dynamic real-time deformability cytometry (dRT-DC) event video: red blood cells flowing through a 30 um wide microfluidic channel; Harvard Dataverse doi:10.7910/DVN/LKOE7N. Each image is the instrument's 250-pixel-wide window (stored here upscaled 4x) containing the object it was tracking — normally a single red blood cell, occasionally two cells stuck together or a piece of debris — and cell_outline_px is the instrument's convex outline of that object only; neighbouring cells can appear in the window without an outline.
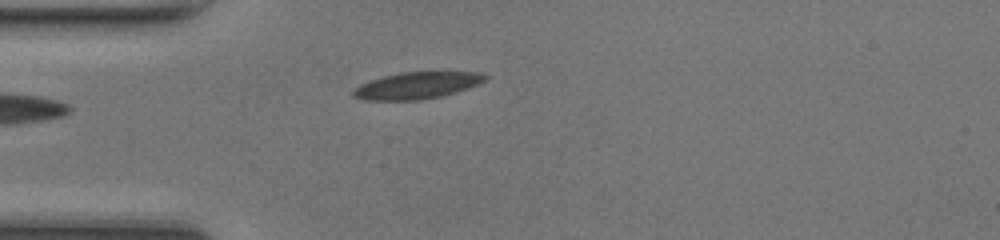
{"species": "common noctule bat (a hibernating species)", "species_latin": "Nyctalus noctula", "temperature_condition": "room temperature", "stored_images_in_passage": 36, "camera_frame_rate_fps": 3000, "um_per_image_px": 0.085, "animal": {"sex": "female", "body_mass_g": 17.0, "forearm_length_mm": 48.0}, "frame": {"image": 1, "passage_image": 1, "time_ms": 0.0, "image_size_px": [1000, 240], "cell_outline_px": [[488, 76], [484, 80], [468, 88], [456, 92], [440, 96], [420, 100], [364, 100], [352, 96], [352, 88], [368, 80], [400, 72], [480, 72]], "centroid_in_image_um": [35.36, 7.26], "position_along_channel_um": 49.6, "area_um2": 20.58}}
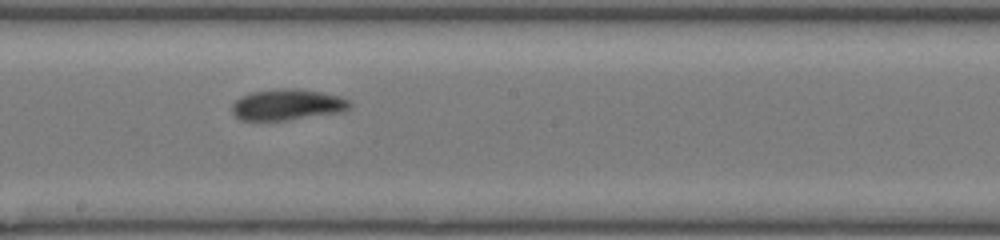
{"frame": {"image": 2, "passage_image": 14, "time_ms": 4.333, "image_size_px": [1000, 240], "cell_outline_px": [[352, 104], [344, 112], [284, 120], [240, 120], [232, 112], [232, 104], [240, 96], [252, 92], [288, 88], [296, 88], [320, 92], [340, 96], [348, 100]], "centroid_in_image_um": [24.43, 8.9], "position_along_channel_um": 223.8, "area_um2": 21.15}}
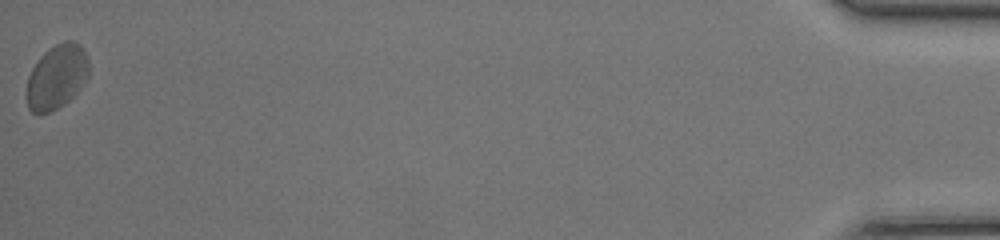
{"frame": {"image": 3, "passage_image": 36, "time_ms": 11.667, "image_size_px": [1000, 240], "cell_outline_px": [[88, 76], [76, 92], [64, 104], [48, 112], [32, 112], [28, 108], [28, 76], [32, 68], [40, 56], [48, 48], [64, 40], [72, 40], [80, 44], [88, 60]], "centroid_in_image_um": [4.83, 6.48], "position_along_channel_um": 430.4, "area_um2": 22.89}, "authors_computed_cell_mechanics": {"area_um2": 21.097, "velocity_mm_per_s": 4.2652, "shape_relaxation_time_tau1_ms": 2.9164, "shape_relaxation_time_tau2_ms": 2.0304, "deformation_change_tau1": 0.1092, "deformation_change_tau2": 0.0707}}